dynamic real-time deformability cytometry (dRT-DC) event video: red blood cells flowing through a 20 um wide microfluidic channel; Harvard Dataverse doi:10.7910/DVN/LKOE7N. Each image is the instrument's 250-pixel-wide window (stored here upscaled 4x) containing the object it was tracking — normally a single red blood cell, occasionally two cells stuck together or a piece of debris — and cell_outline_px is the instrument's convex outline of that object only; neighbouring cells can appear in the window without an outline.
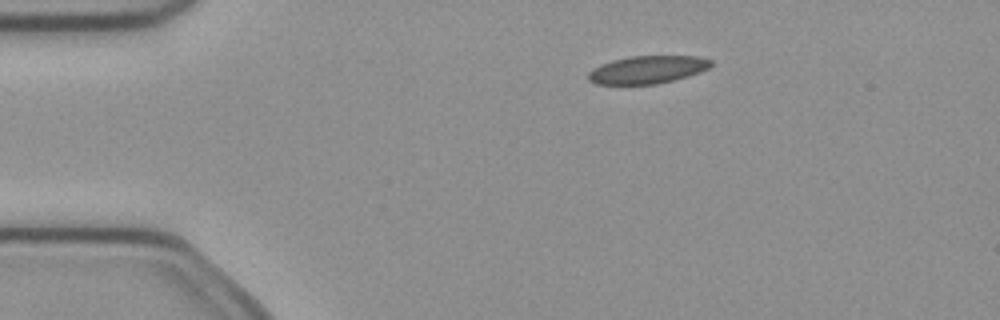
{"species": "common noctule bat (a hibernating species)", "species_latin": "Nyctalus noctula", "temperature_condition": "cold", "stored_images_in_passage": 4, "camera_frame_rate_fps": 3000, "um_per_image_px": 0.085, "animal": {"sex": "female", "body_mass_g": 21.9}, "frame": {"image": 1, "passage_image": 1, "time_ms": 0.0, "image_size_px": [1000, 320], "cell_outline_px": [[712, 64], [708, 68], [700, 72], [688, 76], [656, 84], [596, 84], [588, 80], [588, 72], [592, 68], [600, 64], [612, 60], [628, 56], [696, 56], [712, 60]], "centroid_in_image_um": [55.0, 5.91], "position_along_channel_um": 30.0, "area_um2": 19.88}}